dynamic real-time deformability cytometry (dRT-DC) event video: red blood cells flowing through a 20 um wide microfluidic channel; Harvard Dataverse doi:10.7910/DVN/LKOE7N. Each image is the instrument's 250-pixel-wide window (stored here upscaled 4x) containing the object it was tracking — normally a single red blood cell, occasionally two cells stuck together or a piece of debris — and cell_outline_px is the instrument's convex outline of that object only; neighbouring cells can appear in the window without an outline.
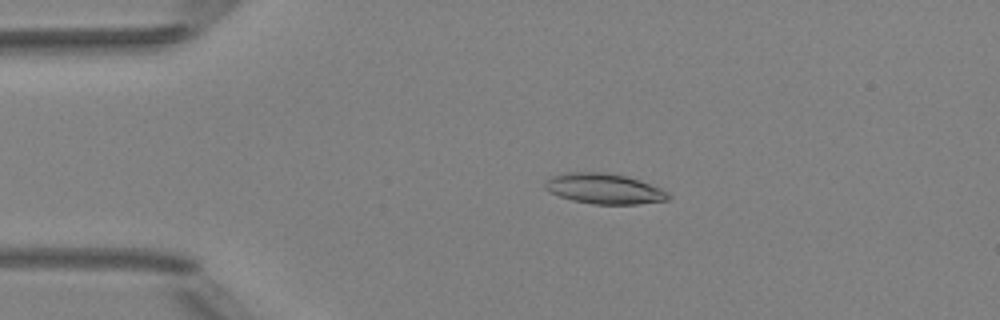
{"species": "Egyptian fruit bat (a non-hibernating species)", "species_latin": "Rousettus aegyptiacus", "temperature_condition": "room temperature", "stored_images_in_passage": 6, "camera_frame_rate_fps": 3000, "um_per_image_px": 0.085, "animal": {"sex": "female"}, "frame": {"image": 1, "passage_image": 4, "time_ms": 3.333, "image_size_px": [1000, 320], "cell_outline_px": [[672, 196], [668, 200], [636, 204], [592, 204], [572, 200], [548, 192], [544, 188], [544, 184], [548, 176], [564, 172], [608, 172], [640, 180], [660, 188], [668, 192]], "centroid_in_image_um": [51.31, 16.03], "position_along_channel_um": 33.7, "area_um2": 22.08}}
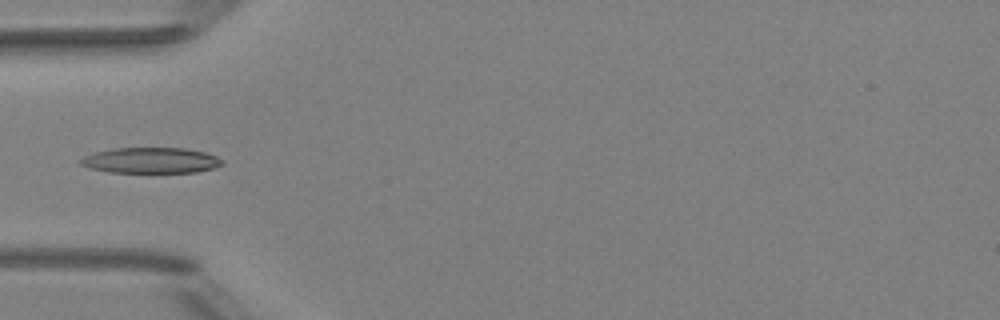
{"frame": {"image": 2, "passage_image": 6, "time_ms": 5.333, "image_size_px": [1000, 320], "cell_outline_px": [[224, 164], [212, 168], [196, 172], [108, 172], [92, 168], [80, 164], [76, 160], [84, 156], [96, 152], [112, 148], [188, 148], [204, 152], [216, 156], [224, 160]], "centroid_in_image_um": [12.82, 13.62], "position_along_channel_um": 72.2, "area_um2": 21.21}}